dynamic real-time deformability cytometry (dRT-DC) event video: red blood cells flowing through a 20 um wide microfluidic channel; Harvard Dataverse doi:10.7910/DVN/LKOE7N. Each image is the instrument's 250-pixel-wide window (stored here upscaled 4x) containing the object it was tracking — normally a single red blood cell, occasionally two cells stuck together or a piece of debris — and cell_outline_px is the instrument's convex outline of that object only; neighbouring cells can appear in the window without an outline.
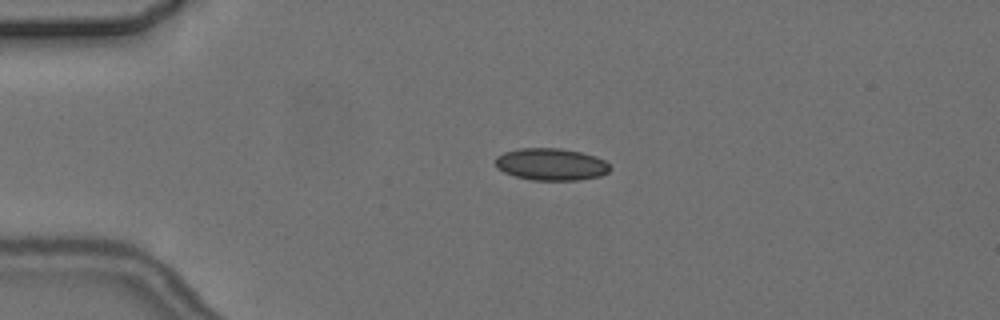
{"species": "common noctule bat (a hibernating species)", "species_latin": "Nyctalus noctula", "temperature_condition": "cold", "stored_images_in_passage": 4, "camera_frame_rate_fps": 3000, "um_per_image_px": 0.085, "animal": {"sex": "female", "body_mass_g": 24.6, "forearm_length_mm": 56.2}, "frame": {"image": 1, "passage_image": 3, "time_ms": 2.667, "image_size_px": [1000, 320], "cell_outline_px": [[612, 168], [608, 172], [600, 176], [580, 180], [532, 180], [516, 176], [504, 172], [496, 168], [496, 156], [504, 152], [520, 148], [560, 148], [580, 152], [596, 156], [604, 160]], "centroid_in_image_um": [46.85, 13.96], "position_along_channel_um": 38.1, "area_um2": 21.5}}